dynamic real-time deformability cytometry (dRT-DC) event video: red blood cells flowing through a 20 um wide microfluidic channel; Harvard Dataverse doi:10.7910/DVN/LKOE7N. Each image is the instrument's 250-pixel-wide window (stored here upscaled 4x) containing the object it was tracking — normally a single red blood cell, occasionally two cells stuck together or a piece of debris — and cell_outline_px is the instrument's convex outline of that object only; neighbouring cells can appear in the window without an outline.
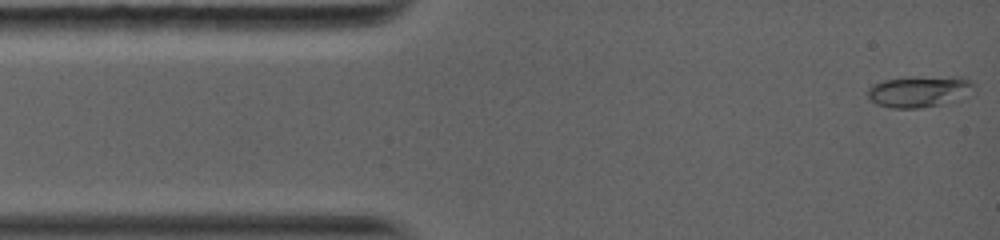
{"species": "common noctule bat (a hibernating species)", "species_latin": "Nyctalus noctula", "temperature_condition": "warm", "stored_images_in_passage": 10, "camera_frame_rate_fps": 5000, "um_per_image_px": 0.085, "animal": {"sex": "female", "body_mass_g": 19.0, "forearm_length_mm": 56.7}, "frame": {"image": 1, "passage_image": 1, "time_ms": 0.0, "image_size_px": [1000, 240], "cell_outline_px": [[976, 84], [960, 100], [920, 108], [892, 108], [876, 104], [864, 92], [872, 84], [884, 80], [912, 76], [964, 76]], "centroid_in_image_um": [78.13, 7.75], "position_along_channel_um": 6.9, "area_um2": 19.83}}
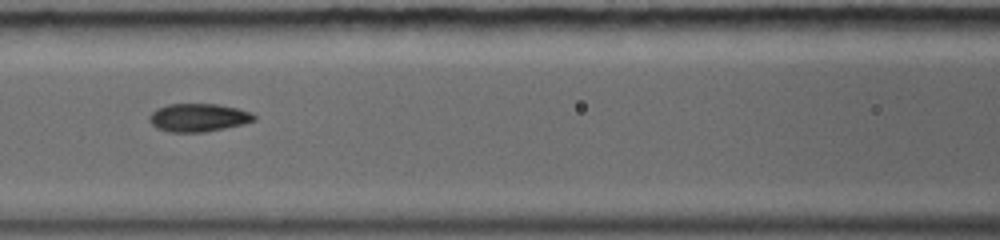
{"frame": {"image": 2, "passage_image": 6, "time_ms": 5.2, "image_size_px": [1000, 240], "cell_outline_px": [[256, 120], [244, 124], [204, 132], [168, 132], [156, 128], [148, 120], [148, 116], [156, 108], [168, 104], [216, 104], [236, 108], [252, 112], [256, 116]], "centroid_in_image_um": [16.84, 10.0], "position_along_channel_um": 149.8, "area_um2": 17.28}}
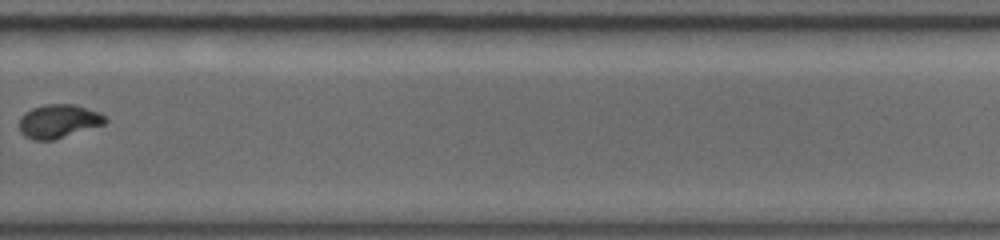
{"frame": {"image": 3, "passage_image": 10, "time_ms": 9.4, "image_size_px": [1000, 240], "cell_outline_px": [[108, 120], [104, 124], [52, 140], [36, 140], [24, 136], [20, 132], [20, 116], [24, 112], [32, 108], [44, 104], [76, 104], [100, 112]], "centroid_in_image_um": [4.96, 10.28], "position_along_channel_um": 324.8, "area_um2": 16.82}}